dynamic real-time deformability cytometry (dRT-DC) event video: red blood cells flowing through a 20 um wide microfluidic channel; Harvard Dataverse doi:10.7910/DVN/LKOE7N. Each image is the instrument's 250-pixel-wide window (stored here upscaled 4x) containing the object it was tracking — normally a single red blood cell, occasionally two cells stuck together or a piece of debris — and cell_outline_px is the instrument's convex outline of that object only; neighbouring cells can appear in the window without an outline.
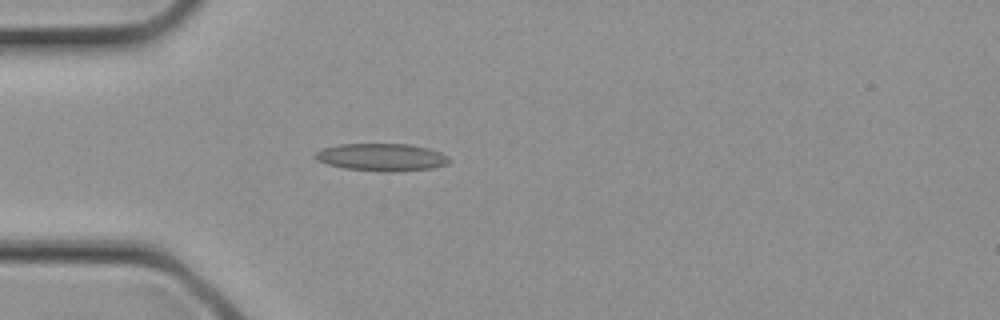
{"species": "common noctule bat (a hibernating species)", "species_latin": "Nyctalus noctula", "temperature_condition": "cold", "stored_images_in_passage": 3, "camera_frame_rate_fps": 3000, "um_per_image_px": 0.085, "animal": {"sex": "female", "body_mass_g": 21.9}, "frame": {"image": 1, "passage_image": 3, "time_ms": 0.667, "image_size_px": [1000, 320], "cell_outline_px": [[452, 160], [448, 164], [432, 168], [392, 172], [380, 172], [344, 168], [328, 164], [316, 160], [312, 156], [316, 152], [324, 148], [340, 144], [408, 144], [428, 148], [440, 152], [448, 156]], "centroid_in_image_um": [32.45, 13.37], "position_along_channel_um": 52.5, "area_um2": 21.62}}